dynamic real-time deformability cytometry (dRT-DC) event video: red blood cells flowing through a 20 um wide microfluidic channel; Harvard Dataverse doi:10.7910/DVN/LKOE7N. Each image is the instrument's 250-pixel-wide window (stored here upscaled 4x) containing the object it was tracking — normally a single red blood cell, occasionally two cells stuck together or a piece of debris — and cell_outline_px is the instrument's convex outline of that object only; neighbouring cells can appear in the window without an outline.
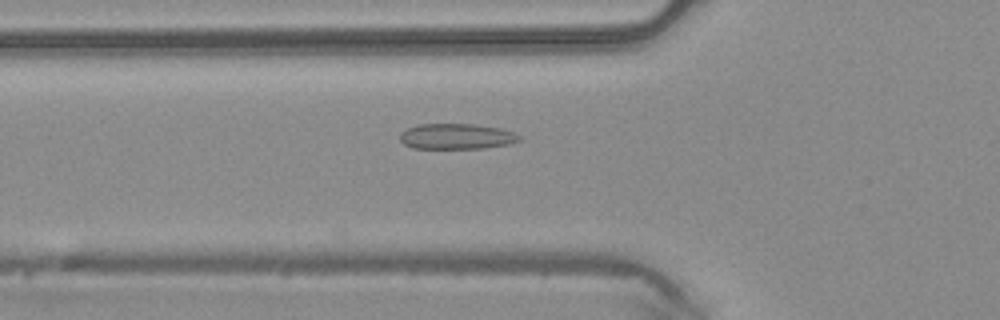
{"species": "common noctule bat (a hibernating species)", "species_latin": "Nyctalus noctula", "temperature_condition": "warm", "stored_images_in_passage": 17, "camera_frame_rate_fps": 3000, "um_per_image_px": 0.085, "animal": {"sex": "male", "body_mass_g": 20.4}, "frame": {"image": 1, "passage_image": 17, "time_ms": 5.333, "image_size_px": [1000, 320], "cell_outline_px": [[520, 140], [508, 144], [484, 148], [412, 148], [404, 144], [400, 140], [400, 132], [408, 128], [420, 124], [472, 124], [500, 128], [512, 132], [520, 136]], "centroid_in_image_um": [38.78, 11.59], "position_along_channel_um": 87.0, "area_um2": 17.63}}